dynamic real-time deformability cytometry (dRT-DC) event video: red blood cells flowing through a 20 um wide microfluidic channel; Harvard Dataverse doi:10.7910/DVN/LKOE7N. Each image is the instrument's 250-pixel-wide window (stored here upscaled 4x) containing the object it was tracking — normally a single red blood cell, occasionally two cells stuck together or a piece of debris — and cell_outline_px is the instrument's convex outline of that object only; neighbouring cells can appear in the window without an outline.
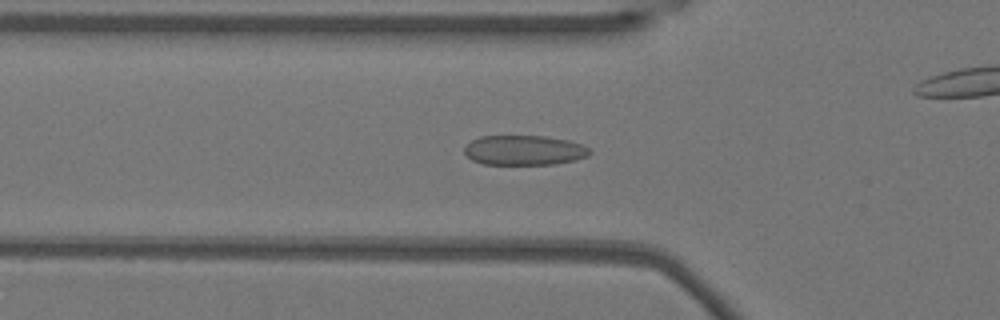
{"species": "Egyptian fruit bat (a non-hibernating species)", "species_latin": "Rousettus aegyptiacus", "temperature_condition": "warm", "stored_images_in_passage": 49, "camera_frame_rate_fps": 3000, "um_per_image_px": 0.085, "animal": {"sex": "female"}, "frame": {"image": 1, "passage_image": 18, "time_ms": 5.667, "image_size_px": [1000, 320], "cell_outline_px": [[592, 152], [588, 156], [576, 160], [552, 164], [484, 164], [472, 160], [464, 152], [464, 148], [472, 140], [480, 136], [544, 136], [568, 140], [580, 144], [588, 148]], "centroid_in_image_um": [44.56, 12.77], "position_along_channel_um": 81.2, "area_um2": 21.68}}
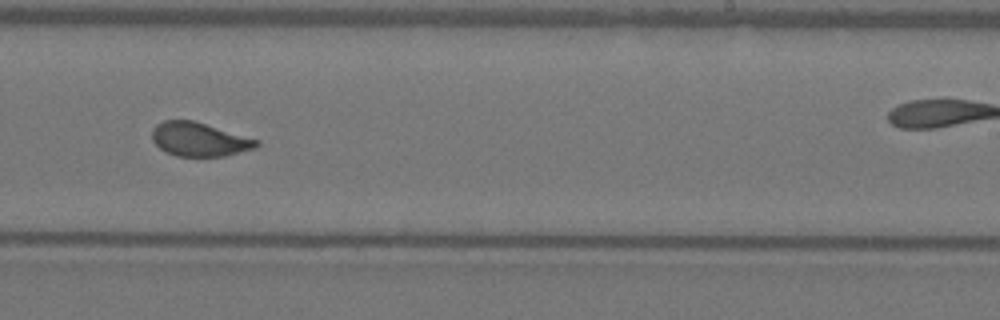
{"frame": {"image": 2, "passage_image": 33, "time_ms": 10.667, "image_size_px": [1000, 320], "cell_outline_px": [[260, 144], [256, 148], [224, 156], [176, 156], [160, 148], [152, 140], [152, 128], [156, 124], [164, 120], [192, 120], [260, 140]], "centroid_in_image_um": [16.94, 11.84], "position_along_channel_um": 272.1, "area_um2": 20.52}}
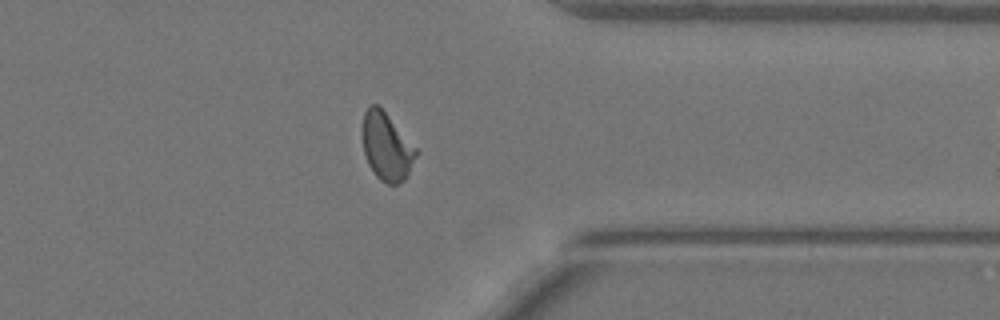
{"frame": {"image": 3, "passage_image": 42, "time_ms": 13.667, "image_size_px": [1000, 320], "cell_outline_px": [[420, 152], [408, 176], [404, 180], [396, 184], [388, 184], [380, 180], [376, 176], [368, 164], [364, 152], [360, 136], [360, 128], [364, 112], [372, 104], [376, 104], [384, 112]], "centroid_in_image_um": [32.84, 12.49], "position_along_channel_um": 378.6, "area_um2": 21.44}, "authors_computed_cell_mechanics": {"area_um2": 21.5016, "velocity_mm_per_s": 3.806, "shape_relaxation_time_tau1_ms": 8.7443, "shape_relaxation_time_tau2_ms": null, "deformation_change_tau1": 0.1988, "deformation_change_tau2": null}}